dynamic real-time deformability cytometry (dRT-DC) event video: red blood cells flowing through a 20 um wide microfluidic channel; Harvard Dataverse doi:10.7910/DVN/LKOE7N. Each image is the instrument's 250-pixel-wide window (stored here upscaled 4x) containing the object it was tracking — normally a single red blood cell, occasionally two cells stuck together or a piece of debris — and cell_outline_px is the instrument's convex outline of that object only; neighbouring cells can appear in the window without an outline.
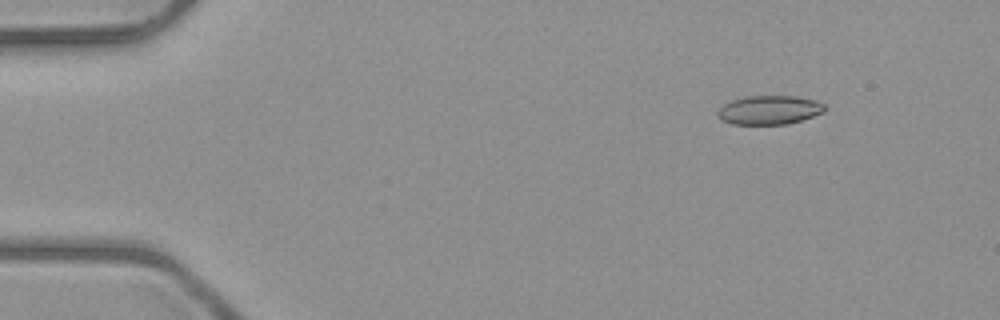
{"species": "common noctule bat (a hibernating species)", "species_latin": "Nyctalus noctula", "temperature_condition": "room temperature", "stored_images_in_passage": 52, "camera_frame_rate_fps": 3000, "um_per_image_px": 0.085, "animal": {"sex": "male", "body_mass_g": 23.1, "forearm_length_mm": 52.7}, "frame": {"image": 1, "passage_image": 7, "time_ms": 2.0, "image_size_px": [1000, 320], "cell_outline_px": [[828, 108], [824, 112], [788, 124], [732, 124], [720, 120], [716, 116], [716, 112], [724, 104], [732, 100], [744, 96], [796, 96], [816, 100], [824, 104]], "centroid_in_image_um": [65.38, 9.34], "position_along_channel_um": 19.6, "area_um2": 18.21}}
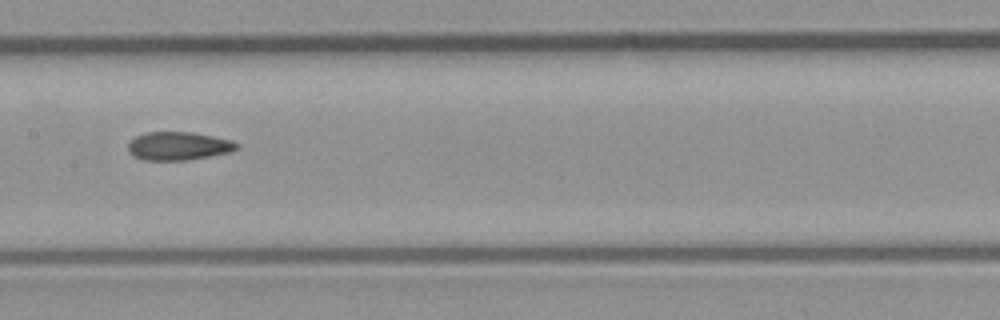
{"frame": {"image": 2, "passage_image": 27, "time_ms": 8.667, "image_size_px": [1000, 320], "cell_outline_px": [[240, 148], [228, 152], [188, 160], [144, 160], [132, 156], [128, 152], [128, 144], [136, 136], [144, 132], [192, 132], [232, 140], [240, 144]], "centroid_in_image_um": [15.16, 12.41], "position_along_channel_um": 192.2, "area_um2": 17.98}}
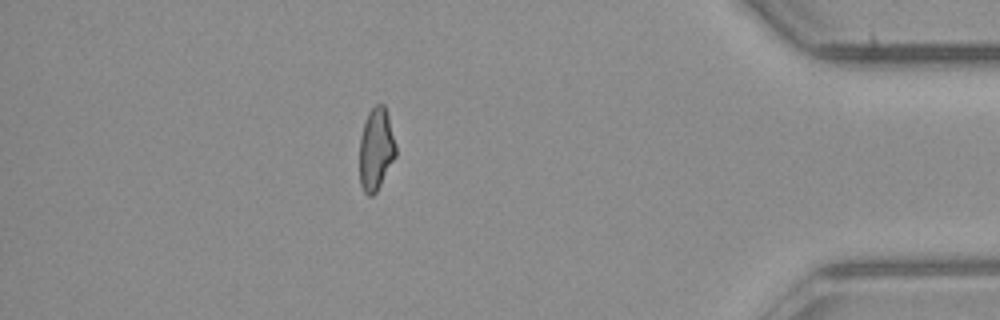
{"frame": {"image": 3, "passage_image": 46, "time_ms": 15.0, "image_size_px": [1000, 320], "cell_outline_px": [[396, 156], [376, 192], [372, 196], [368, 196], [364, 192], [360, 184], [360, 136], [364, 120], [368, 112], [376, 104], [384, 104], [388, 116], [396, 144]], "centroid_in_image_um": [31.96, 12.67], "position_along_channel_um": 403.2, "area_um2": 17.46}, "authors_computed_cell_mechanics": {"area_um2": 18.1781, "velocity_mm_per_s": 4.0351, "shape_relaxation_time_tau1_ms": null, "shape_relaxation_time_tau2_ms": 2.2288, "deformation_change_tau1": null, "deformation_change_tau2": 0.0888}}